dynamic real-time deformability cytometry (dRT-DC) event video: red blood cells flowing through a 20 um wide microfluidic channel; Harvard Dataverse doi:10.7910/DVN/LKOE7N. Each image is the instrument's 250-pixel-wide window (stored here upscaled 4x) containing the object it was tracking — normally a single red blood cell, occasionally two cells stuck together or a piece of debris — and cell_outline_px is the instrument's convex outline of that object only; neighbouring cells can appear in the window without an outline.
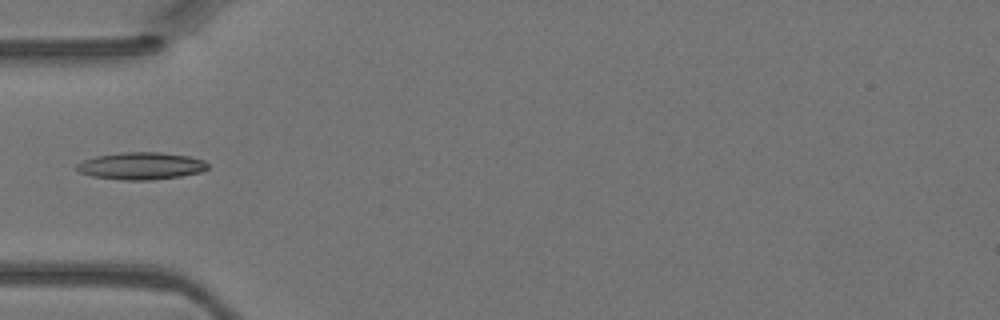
{"species": "Egyptian fruit bat (a non-hibernating species)", "species_latin": "Rousettus aegyptiacus", "temperature_condition": "warm", "stored_images_in_passage": 5, "camera_frame_rate_fps": 3000, "um_per_image_px": 0.085, "animal": {"sex": "female"}, "frame": {"image": 1, "passage_image": 5, "time_ms": 1.333, "image_size_px": [1000, 320], "cell_outline_px": [[208, 168], [200, 172], [180, 176], [152, 180], [124, 180], [92, 176], [80, 172], [76, 168], [76, 164], [84, 160], [96, 156], [120, 152], [160, 152], [188, 156], [204, 160], [208, 164]], "centroid_in_image_um": [11.99, 14.1], "position_along_channel_um": 73.0, "area_um2": 20.75}}